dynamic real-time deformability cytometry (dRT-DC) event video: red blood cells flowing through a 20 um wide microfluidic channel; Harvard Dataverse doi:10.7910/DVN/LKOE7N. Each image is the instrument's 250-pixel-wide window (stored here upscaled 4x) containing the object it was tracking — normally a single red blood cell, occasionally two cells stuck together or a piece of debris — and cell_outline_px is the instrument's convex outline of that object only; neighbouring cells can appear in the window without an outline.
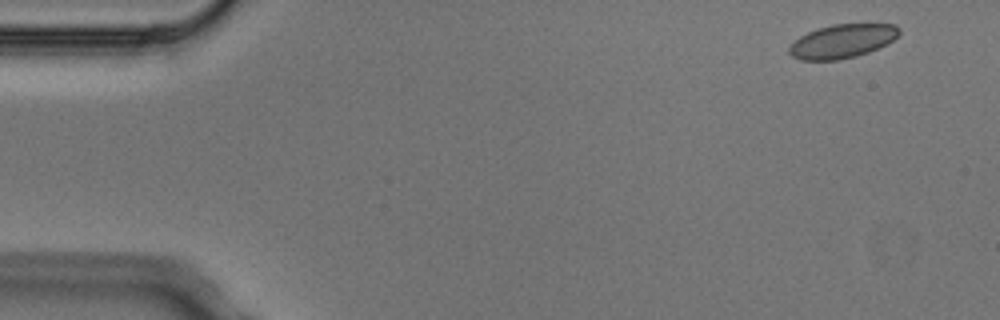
{"species": "Egyptian fruit bat (a non-hibernating species)", "species_latin": "Rousettus aegyptiacus", "temperature_condition": "cold", "stored_images_in_passage": 6, "camera_frame_rate_fps": 3000, "um_per_image_px": 0.085, "animal": {"sex": "male"}, "frame": {"image": 1, "passage_image": 1, "time_ms": 0.0, "image_size_px": [1000, 320], "cell_outline_px": [[900, 32], [888, 44], [868, 52], [856, 56], [836, 60], [800, 60], [792, 56], [788, 52], [788, 48], [800, 36], [816, 28], [832, 24], [896, 24], [900, 28]], "centroid_in_image_um": [71.59, 3.49], "position_along_channel_um": 13.4, "area_um2": 21.62}}
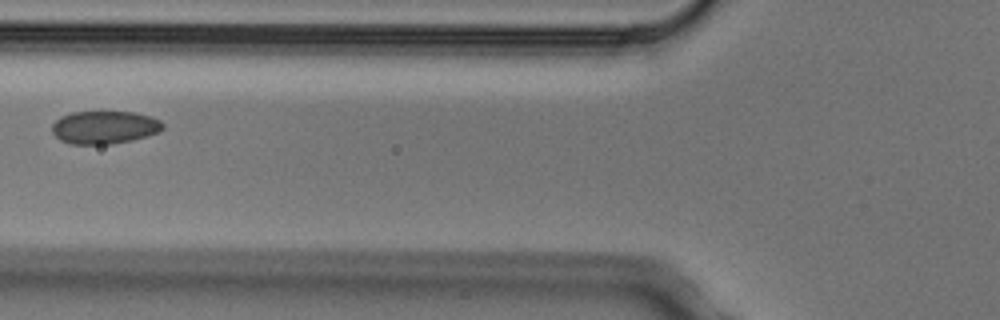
{"frame": {"image": 2, "passage_image": 5, "time_ms": 1.333, "image_size_px": [1000, 320], "cell_outline_px": [[164, 128], [160, 132], [148, 136], [132, 140], [112, 144], [72, 144], [60, 140], [52, 132], [52, 124], [60, 116], [72, 112], [132, 112], [152, 116], [160, 120], [164, 124]], "centroid_in_image_um": [8.91, 10.82], "position_along_channel_um": 116.9, "area_um2": 21.44}}
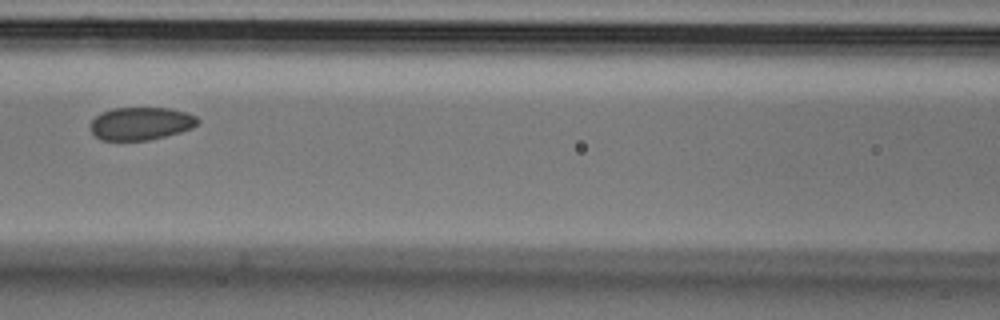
{"frame": {"image": 3, "passage_image": 6, "time_ms": 1.667, "image_size_px": [1000, 320], "cell_outline_px": [[200, 124], [192, 128], [180, 132], [148, 140], [100, 140], [88, 128], [88, 124], [100, 112], [112, 108], [168, 108], [188, 112], [196, 116], [200, 120]], "centroid_in_image_um": [11.97, 10.49], "position_along_channel_um": 154.6, "area_um2": 20.81}}